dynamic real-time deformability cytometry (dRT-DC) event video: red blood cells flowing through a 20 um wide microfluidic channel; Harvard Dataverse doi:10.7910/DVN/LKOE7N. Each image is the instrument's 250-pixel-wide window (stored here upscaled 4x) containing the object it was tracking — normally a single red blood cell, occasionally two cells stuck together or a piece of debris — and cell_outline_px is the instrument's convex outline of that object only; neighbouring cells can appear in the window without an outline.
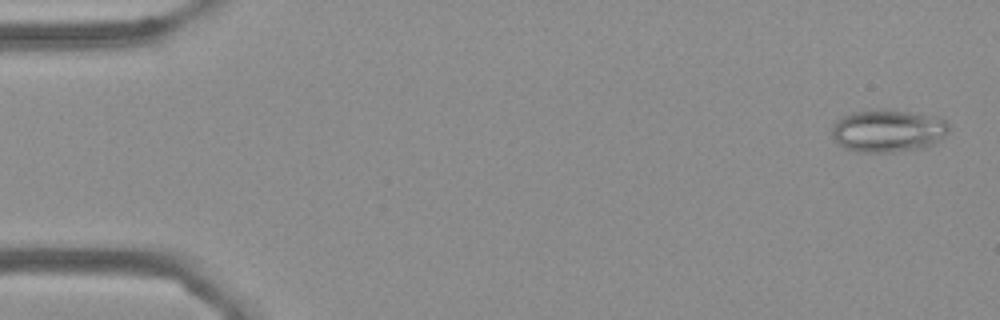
{"species": "Egyptian fruit bat (a non-hibernating species)", "species_latin": "Rousettus aegyptiacus", "temperature_condition": "cold", "stored_images_in_passage": 55, "camera_frame_rate_fps": 3000, "um_per_image_px": 0.085, "frame": {"image": 1, "passage_image": 2, "time_ms": 0.333, "image_size_px": [1000, 320], "cell_outline_px": [[948, 132], [944, 136], [932, 144], [924, 148], [892, 152], [856, 152], [844, 148], [832, 136], [832, 128], [836, 120], [852, 112], [872, 108], [888, 108], [944, 116], [948, 124]], "centroid_in_image_um": [75.51, 11.07], "position_along_channel_um": 9.5, "area_um2": 29.82}}
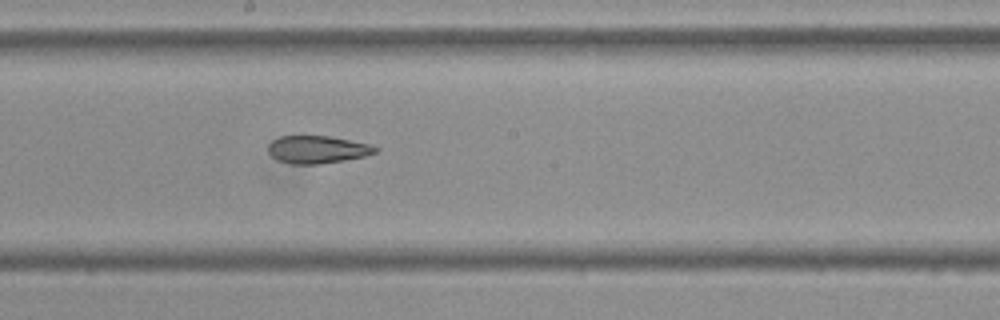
{"frame": {"image": 2, "passage_image": 30, "time_ms": 9.667, "image_size_px": [1000, 320], "cell_outline_px": [[380, 148], [376, 152], [364, 156], [344, 160], [320, 164], [292, 164], [276, 160], [268, 152], [268, 144], [272, 140], [280, 136], [328, 136], [368, 144]], "centroid_in_image_um": [26.93, 12.71], "position_along_channel_um": 221.3, "area_um2": 17.17}}
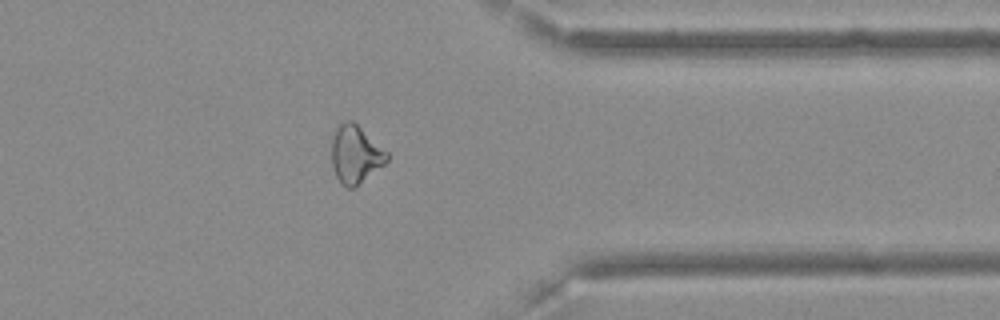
{"frame": {"image": 3, "passage_image": 44, "time_ms": 14.333, "image_size_px": [1000, 320], "cell_outline_px": [[388, 160], [384, 164], [356, 188], [348, 188], [340, 184], [336, 176], [332, 164], [332, 140], [336, 128], [344, 120], [352, 120], [388, 152]], "centroid_in_image_um": [30.21, 13.15], "position_along_channel_um": 381.2, "area_um2": 18.67}, "authors_computed_cell_mechanics": {"area_um2": 19.7098, "velocity_mm_per_s": 3.6403, "shape_relaxation_time_tau1_ms": null, "shape_relaxation_time_tau2_ms": 3.9408, "deformation_change_tau1": null, "deformation_change_tau2": 0.099}}